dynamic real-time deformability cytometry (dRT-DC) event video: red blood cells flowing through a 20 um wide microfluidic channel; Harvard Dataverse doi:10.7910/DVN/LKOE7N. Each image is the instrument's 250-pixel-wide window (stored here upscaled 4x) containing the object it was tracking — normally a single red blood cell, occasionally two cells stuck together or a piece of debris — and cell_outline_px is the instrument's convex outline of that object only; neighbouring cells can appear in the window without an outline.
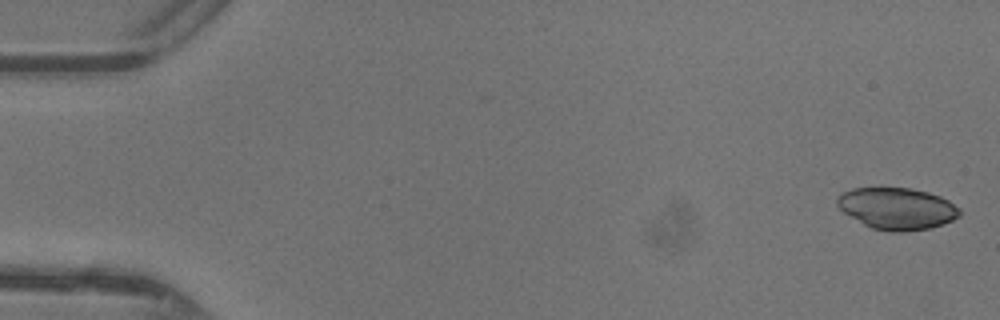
{"species": "common noctule bat (a hibernating species)", "species_latin": "Nyctalus noctula", "temperature_condition": "warm", "stored_images_in_passage": 47, "camera_frame_rate_fps": 3000, "um_per_image_px": 0.085, "animal": {"sex": "female"}, "frame": {"image": 1, "passage_image": 1, "time_ms": 0.0, "image_size_px": [1000, 320], "cell_outline_px": [[960, 216], [944, 224], [928, 228], [904, 232], [892, 232], [872, 228], [864, 224], [844, 212], [836, 204], [836, 200], [844, 192], [852, 188], [880, 184], [912, 188], [928, 192], [940, 196], [948, 200], [960, 208]], "centroid_in_image_um": [76.24, 17.67], "position_along_channel_um": 8.8, "area_um2": 30.52}}
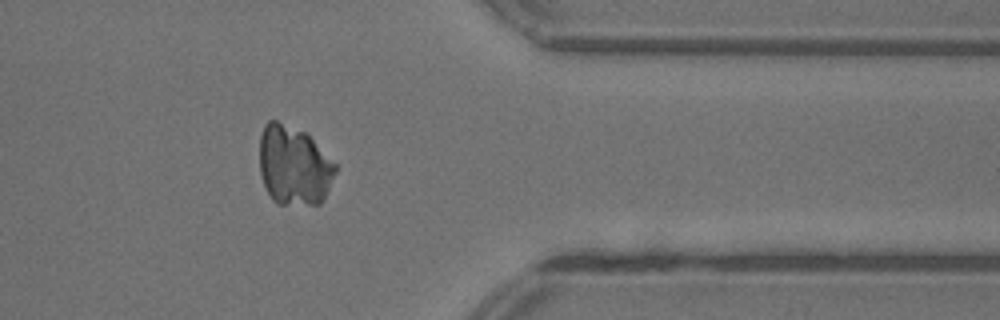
{"frame": {"image": 2, "passage_image": 38, "time_ms": 12.333, "image_size_px": [1000, 320], "cell_outline_px": [[336, 172], [320, 204], [276, 204], [272, 200], [260, 176], [260, 136], [264, 124], [268, 120], [276, 120], [304, 132], [336, 164]], "centroid_in_image_um": [24.94, 14.08], "position_along_channel_um": 386.5, "area_um2": 34.8}}
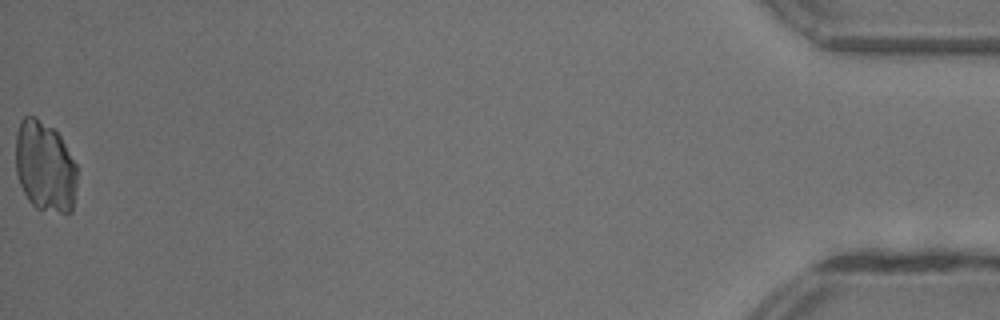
{"frame": {"image": 3, "passage_image": 47, "time_ms": 15.333, "image_size_px": [1000, 320], "cell_outline_px": [[76, 188], [72, 212], [60, 212], [36, 208], [28, 200], [20, 184], [16, 172], [16, 132], [20, 120], [24, 116], [36, 116], [52, 128], [60, 136], [76, 164]], "centroid_in_image_um": [3.81, 14.14], "position_along_channel_um": 431.4, "area_um2": 32.43}}